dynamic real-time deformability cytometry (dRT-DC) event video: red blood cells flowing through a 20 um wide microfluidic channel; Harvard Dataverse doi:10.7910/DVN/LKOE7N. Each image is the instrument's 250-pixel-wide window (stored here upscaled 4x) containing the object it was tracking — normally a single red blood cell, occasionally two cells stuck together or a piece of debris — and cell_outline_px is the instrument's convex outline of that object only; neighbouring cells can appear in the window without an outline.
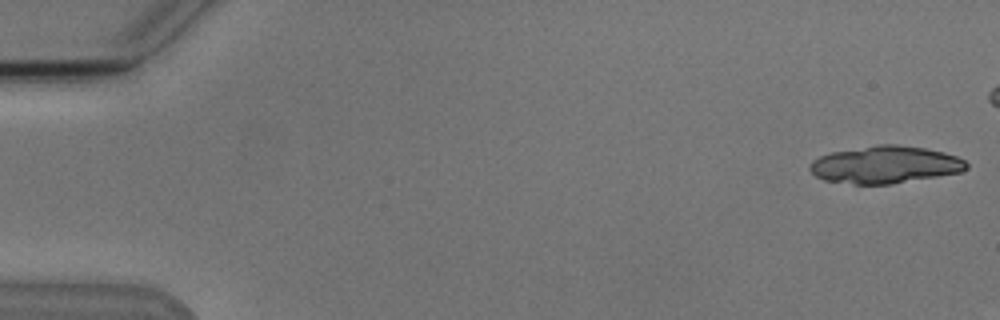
{"species": "Egyptian fruit bat (a non-hibernating species)", "species_latin": "Rousettus aegyptiacus", "temperature_condition": "cold", "stored_images_in_passage": 8, "camera_frame_rate_fps": 3000, "um_per_image_px": 0.085, "animal": {"sex": "male"}, "frame": {"image": 1, "passage_image": 1, "time_ms": 0.0, "image_size_px": [1000, 320], "cell_outline_px": [[968, 168], [960, 172], [892, 184], [856, 184], [824, 180], [816, 176], [808, 168], [808, 164], [812, 160], [820, 156], [832, 152], [880, 144], [896, 144], [924, 148], [944, 152], [956, 156], [964, 160], [968, 164]], "centroid_in_image_um": [75.22, 14.0], "position_along_channel_um": 9.8, "area_um2": 33.93}}
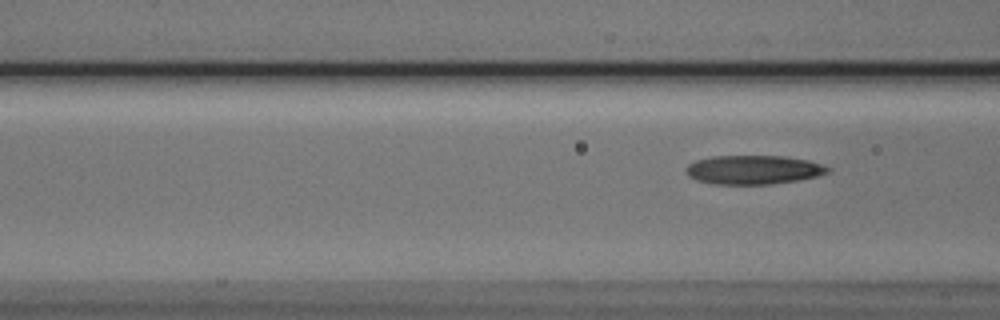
{"frame": {"image": 2, "passage_image": 8, "time_ms": 8.667, "image_size_px": [1000, 320], "cell_outline_px": [[832, 168], [828, 172], [816, 176], [800, 180], [772, 184], [712, 184], [696, 180], [688, 176], [684, 168], [688, 164], [696, 160], [712, 156], [784, 156], [808, 160]], "centroid_in_image_um": [64.01, 14.43], "position_along_channel_um": 102.6, "area_um2": 24.04}}